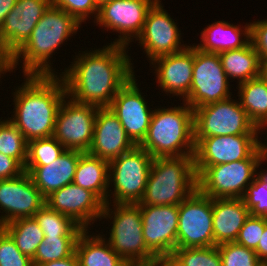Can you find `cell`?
<instances>
[{"label":"cell","instance_id":"obj_52","mask_svg":"<svg viewBox=\"0 0 267 266\" xmlns=\"http://www.w3.org/2000/svg\"><path fill=\"white\" fill-rule=\"evenodd\" d=\"M262 74H263L264 77L267 79V72H262Z\"/></svg>","mask_w":267,"mask_h":266},{"label":"cell","instance_id":"obj_24","mask_svg":"<svg viewBox=\"0 0 267 266\" xmlns=\"http://www.w3.org/2000/svg\"><path fill=\"white\" fill-rule=\"evenodd\" d=\"M250 216L242 198H213V237L215 246L235 242Z\"/></svg>","mask_w":267,"mask_h":266},{"label":"cell","instance_id":"obj_46","mask_svg":"<svg viewBox=\"0 0 267 266\" xmlns=\"http://www.w3.org/2000/svg\"><path fill=\"white\" fill-rule=\"evenodd\" d=\"M17 0H0V28L7 14L13 9Z\"/></svg>","mask_w":267,"mask_h":266},{"label":"cell","instance_id":"obj_42","mask_svg":"<svg viewBox=\"0 0 267 266\" xmlns=\"http://www.w3.org/2000/svg\"><path fill=\"white\" fill-rule=\"evenodd\" d=\"M24 172V167L16 159L0 153V180L15 178Z\"/></svg>","mask_w":267,"mask_h":266},{"label":"cell","instance_id":"obj_45","mask_svg":"<svg viewBox=\"0 0 267 266\" xmlns=\"http://www.w3.org/2000/svg\"><path fill=\"white\" fill-rule=\"evenodd\" d=\"M127 266H173V264L169 258H157L149 262L128 263Z\"/></svg>","mask_w":267,"mask_h":266},{"label":"cell","instance_id":"obj_34","mask_svg":"<svg viewBox=\"0 0 267 266\" xmlns=\"http://www.w3.org/2000/svg\"><path fill=\"white\" fill-rule=\"evenodd\" d=\"M28 142L10 120H0V153L16 159L23 167L27 161Z\"/></svg>","mask_w":267,"mask_h":266},{"label":"cell","instance_id":"obj_15","mask_svg":"<svg viewBox=\"0 0 267 266\" xmlns=\"http://www.w3.org/2000/svg\"><path fill=\"white\" fill-rule=\"evenodd\" d=\"M143 238L157 258H169L177 248L179 205H140Z\"/></svg>","mask_w":267,"mask_h":266},{"label":"cell","instance_id":"obj_26","mask_svg":"<svg viewBox=\"0 0 267 266\" xmlns=\"http://www.w3.org/2000/svg\"><path fill=\"white\" fill-rule=\"evenodd\" d=\"M108 179V161L93 156L88 152H83L80 155L75 170L74 184L94 192L104 203H109L111 190H108Z\"/></svg>","mask_w":267,"mask_h":266},{"label":"cell","instance_id":"obj_2","mask_svg":"<svg viewBox=\"0 0 267 266\" xmlns=\"http://www.w3.org/2000/svg\"><path fill=\"white\" fill-rule=\"evenodd\" d=\"M58 75H25L26 81L14 92L13 117L9 120L27 142L54 134L58 110L67 96Z\"/></svg>","mask_w":267,"mask_h":266},{"label":"cell","instance_id":"obj_14","mask_svg":"<svg viewBox=\"0 0 267 266\" xmlns=\"http://www.w3.org/2000/svg\"><path fill=\"white\" fill-rule=\"evenodd\" d=\"M157 0H111L99 6L96 23L120 35L111 44L128 47L140 35L149 9ZM132 37V38H131ZM134 37V38H133Z\"/></svg>","mask_w":267,"mask_h":266},{"label":"cell","instance_id":"obj_48","mask_svg":"<svg viewBox=\"0 0 267 266\" xmlns=\"http://www.w3.org/2000/svg\"><path fill=\"white\" fill-rule=\"evenodd\" d=\"M264 126H267V123L263 124V125L259 128V130L265 128ZM259 148H260L261 156H262L265 160H267V143L265 142V144H264V143H262L261 141H259Z\"/></svg>","mask_w":267,"mask_h":266},{"label":"cell","instance_id":"obj_28","mask_svg":"<svg viewBox=\"0 0 267 266\" xmlns=\"http://www.w3.org/2000/svg\"><path fill=\"white\" fill-rule=\"evenodd\" d=\"M228 79H238V85L262 75L263 63L251 41L244 47L219 54Z\"/></svg>","mask_w":267,"mask_h":266},{"label":"cell","instance_id":"obj_37","mask_svg":"<svg viewBox=\"0 0 267 266\" xmlns=\"http://www.w3.org/2000/svg\"><path fill=\"white\" fill-rule=\"evenodd\" d=\"M252 216L267 218V184L255 176L242 197Z\"/></svg>","mask_w":267,"mask_h":266},{"label":"cell","instance_id":"obj_41","mask_svg":"<svg viewBox=\"0 0 267 266\" xmlns=\"http://www.w3.org/2000/svg\"><path fill=\"white\" fill-rule=\"evenodd\" d=\"M250 39L264 65L267 62V19L250 23Z\"/></svg>","mask_w":267,"mask_h":266},{"label":"cell","instance_id":"obj_36","mask_svg":"<svg viewBox=\"0 0 267 266\" xmlns=\"http://www.w3.org/2000/svg\"><path fill=\"white\" fill-rule=\"evenodd\" d=\"M217 247L222 266H259L262 262L254 250L236 242L223 243Z\"/></svg>","mask_w":267,"mask_h":266},{"label":"cell","instance_id":"obj_43","mask_svg":"<svg viewBox=\"0 0 267 266\" xmlns=\"http://www.w3.org/2000/svg\"><path fill=\"white\" fill-rule=\"evenodd\" d=\"M257 257L263 262L267 259V224L260 238L257 248L254 250Z\"/></svg>","mask_w":267,"mask_h":266},{"label":"cell","instance_id":"obj_9","mask_svg":"<svg viewBox=\"0 0 267 266\" xmlns=\"http://www.w3.org/2000/svg\"><path fill=\"white\" fill-rule=\"evenodd\" d=\"M231 98L193 109L194 138L260 134L240 102Z\"/></svg>","mask_w":267,"mask_h":266},{"label":"cell","instance_id":"obj_49","mask_svg":"<svg viewBox=\"0 0 267 266\" xmlns=\"http://www.w3.org/2000/svg\"><path fill=\"white\" fill-rule=\"evenodd\" d=\"M261 171L258 173L256 172V176L264 183L267 184V170L263 171L262 169H260Z\"/></svg>","mask_w":267,"mask_h":266},{"label":"cell","instance_id":"obj_12","mask_svg":"<svg viewBox=\"0 0 267 266\" xmlns=\"http://www.w3.org/2000/svg\"><path fill=\"white\" fill-rule=\"evenodd\" d=\"M97 109V106L78 103L66 96L56 116L53 136L66 150L88 152Z\"/></svg>","mask_w":267,"mask_h":266},{"label":"cell","instance_id":"obj_47","mask_svg":"<svg viewBox=\"0 0 267 266\" xmlns=\"http://www.w3.org/2000/svg\"><path fill=\"white\" fill-rule=\"evenodd\" d=\"M10 72V58L3 52L0 46V76L1 74ZM1 78V77H0Z\"/></svg>","mask_w":267,"mask_h":266},{"label":"cell","instance_id":"obj_38","mask_svg":"<svg viewBox=\"0 0 267 266\" xmlns=\"http://www.w3.org/2000/svg\"><path fill=\"white\" fill-rule=\"evenodd\" d=\"M0 266H33L32 259L20 252L11 236L0 227Z\"/></svg>","mask_w":267,"mask_h":266},{"label":"cell","instance_id":"obj_11","mask_svg":"<svg viewBox=\"0 0 267 266\" xmlns=\"http://www.w3.org/2000/svg\"><path fill=\"white\" fill-rule=\"evenodd\" d=\"M215 246L213 198L196 189L179 205L177 248Z\"/></svg>","mask_w":267,"mask_h":266},{"label":"cell","instance_id":"obj_29","mask_svg":"<svg viewBox=\"0 0 267 266\" xmlns=\"http://www.w3.org/2000/svg\"><path fill=\"white\" fill-rule=\"evenodd\" d=\"M239 102L250 121L259 129L267 123V79L260 75L238 85Z\"/></svg>","mask_w":267,"mask_h":266},{"label":"cell","instance_id":"obj_19","mask_svg":"<svg viewBox=\"0 0 267 266\" xmlns=\"http://www.w3.org/2000/svg\"><path fill=\"white\" fill-rule=\"evenodd\" d=\"M51 0H17L0 28V46L11 58L30 38Z\"/></svg>","mask_w":267,"mask_h":266},{"label":"cell","instance_id":"obj_1","mask_svg":"<svg viewBox=\"0 0 267 266\" xmlns=\"http://www.w3.org/2000/svg\"><path fill=\"white\" fill-rule=\"evenodd\" d=\"M126 49L122 45L110 44L75 55L70 68L59 75L67 96L78 103L109 107L118 91L135 73Z\"/></svg>","mask_w":267,"mask_h":266},{"label":"cell","instance_id":"obj_6","mask_svg":"<svg viewBox=\"0 0 267 266\" xmlns=\"http://www.w3.org/2000/svg\"><path fill=\"white\" fill-rule=\"evenodd\" d=\"M109 204L111 202L104 204L100 218H109L110 220L113 218V225L109 230L110 237L107 242L114 252L127 264L132 262H149L157 259L147 248L143 238L140 204L114 203V205H111L114 206V210L109 208Z\"/></svg>","mask_w":267,"mask_h":266},{"label":"cell","instance_id":"obj_51","mask_svg":"<svg viewBox=\"0 0 267 266\" xmlns=\"http://www.w3.org/2000/svg\"><path fill=\"white\" fill-rule=\"evenodd\" d=\"M262 72H267V62L263 65V71Z\"/></svg>","mask_w":267,"mask_h":266},{"label":"cell","instance_id":"obj_13","mask_svg":"<svg viewBox=\"0 0 267 266\" xmlns=\"http://www.w3.org/2000/svg\"><path fill=\"white\" fill-rule=\"evenodd\" d=\"M258 135L194 138V168L198 177L208 166L249 158L258 148Z\"/></svg>","mask_w":267,"mask_h":266},{"label":"cell","instance_id":"obj_10","mask_svg":"<svg viewBox=\"0 0 267 266\" xmlns=\"http://www.w3.org/2000/svg\"><path fill=\"white\" fill-rule=\"evenodd\" d=\"M229 79L217 53L203 52L194 46L191 88L183 100L192 109L231 97Z\"/></svg>","mask_w":267,"mask_h":266},{"label":"cell","instance_id":"obj_40","mask_svg":"<svg viewBox=\"0 0 267 266\" xmlns=\"http://www.w3.org/2000/svg\"><path fill=\"white\" fill-rule=\"evenodd\" d=\"M51 2L55 7L73 16L80 24L91 17L89 16L91 14L96 15L94 18L96 20L99 11L95 0H51Z\"/></svg>","mask_w":267,"mask_h":266},{"label":"cell","instance_id":"obj_16","mask_svg":"<svg viewBox=\"0 0 267 266\" xmlns=\"http://www.w3.org/2000/svg\"><path fill=\"white\" fill-rule=\"evenodd\" d=\"M180 32L161 1L157 0L149 9L143 29L136 40L152 61L160 56L180 52L189 46L181 44Z\"/></svg>","mask_w":267,"mask_h":266},{"label":"cell","instance_id":"obj_8","mask_svg":"<svg viewBox=\"0 0 267 266\" xmlns=\"http://www.w3.org/2000/svg\"><path fill=\"white\" fill-rule=\"evenodd\" d=\"M153 157L140 146L109 162V187L113 183V203L138 204L143 198Z\"/></svg>","mask_w":267,"mask_h":266},{"label":"cell","instance_id":"obj_21","mask_svg":"<svg viewBox=\"0 0 267 266\" xmlns=\"http://www.w3.org/2000/svg\"><path fill=\"white\" fill-rule=\"evenodd\" d=\"M135 146L109 107L98 108L88 153L110 162Z\"/></svg>","mask_w":267,"mask_h":266},{"label":"cell","instance_id":"obj_31","mask_svg":"<svg viewBox=\"0 0 267 266\" xmlns=\"http://www.w3.org/2000/svg\"><path fill=\"white\" fill-rule=\"evenodd\" d=\"M34 218L44 236L79 237L84 230L70 217L50 209L46 204L35 213Z\"/></svg>","mask_w":267,"mask_h":266},{"label":"cell","instance_id":"obj_20","mask_svg":"<svg viewBox=\"0 0 267 266\" xmlns=\"http://www.w3.org/2000/svg\"><path fill=\"white\" fill-rule=\"evenodd\" d=\"M45 199L50 209L70 217L84 230L91 222L94 224L96 218L101 219L105 204L94 192L74 183L52 192Z\"/></svg>","mask_w":267,"mask_h":266},{"label":"cell","instance_id":"obj_5","mask_svg":"<svg viewBox=\"0 0 267 266\" xmlns=\"http://www.w3.org/2000/svg\"><path fill=\"white\" fill-rule=\"evenodd\" d=\"M193 156L154 158L139 204L180 205L197 189Z\"/></svg>","mask_w":267,"mask_h":266},{"label":"cell","instance_id":"obj_7","mask_svg":"<svg viewBox=\"0 0 267 266\" xmlns=\"http://www.w3.org/2000/svg\"><path fill=\"white\" fill-rule=\"evenodd\" d=\"M264 161L258 148L249 158L208 166L197 177V189L211 198H242Z\"/></svg>","mask_w":267,"mask_h":266},{"label":"cell","instance_id":"obj_18","mask_svg":"<svg viewBox=\"0 0 267 266\" xmlns=\"http://www.w3.org/2000/svg\"><path fill=\"white\" fill-rule=\"evenodd\" d=\"M135 75L118 91L109 109L117 116L131 141L139 146L146 137L153 110L149 109Z\"/></svg>","mask_w":267,"mask_h":266},{"label":"cell","instance_id":"obj_4","mask_svg":"<svg viewBox=\"0 0 267 266\" xmlns=\"http://www.w3.org/2000/svg\"><path fill=\"white\" fill-rule=\"evenodd\" d=\"M139 146L153 158L194 155L193 109L186 102L183 106L154 109Z\"/></svg>","mask_w":267,"mask_h":266},{"label":"cell","instance_id":"obj_44","mask_svg":"<svg viewBox=\"0 0 267 266\" xmlns=\"http://www.w3.org/2000/svg\"><path fill=\"white\" fill-rule=\"evenodd\" d=\"M39 266H80V264H79L76 253H74L70 257H67L61 260H56V261H49Z\"/></svg>","mask_w":267,"mask_h":266},{"label":"cell","instance_id":"obj_32","mask_svg":"<svg viewBox=\"0 0 267 266\" xmlns=\"http://www.w3.org/2000/svg\"><path fill=\"white\" fill-rule=\"evenodd\" d=\"M77 239L78 237L44 236L32 258L33 266L72 256L75 253Z\"/></svg>","mask_w":267,"mask_h":266},{"label":"cell","instance_id":"obj_23","mask_svg":"<svg viewBox=\"0 0 267 266\" xmlns=\"http://www.w3.org/2000/svg\"><path fill=\"white\" fill-rule=\"evenodd\" d=\"M83 152L65 150L55 161L43 166H24L33 183L46 198L52 192L73 183L76 166Z\"/></svg>","mask_w":267,"mask_h":266},{"label":"cell","instance_id":"obj_27","mask_svg":"<svg viewBox=\"0 0 267 266\" xmlns=\"http://www.w3.org/2000/svg\"><path fill=\"white\" fill-rule=\"evenodd\" d=\"M88 233V229L82 231L75 247L80 266H127L103 235L92 236Z\"/></svg>","mask_w":267,"mask_h":266},{"label":"cell","instance_id":"obj_25","mask_svg":"<svg viewBox=\"0 0 267 266\" xmlns=\"http://www.w3.org/2000/svg\"><path fill=\"white\" fill-rule=\"evenodd\" d=\"M246 23L244 30L239 26L225 21H217L208 25L201 32V44L195 47L203 52L220 54L232 49H239L250 42V24ZM243 34V35H242ZM242 35V36H241ZM244 38L242 39L241 37Z\"/></svg>","mask_w":267,"mask_h":266},{"label":"cell","instance_id":"obj_35","mask_svg":"<svg viewBox=\"0 0 267 266\" xmlns=\"http://www.w3.org/2000/svg\"><path fill=\"white\" fill-rule=\"evenodd\" d=\"M65 150L54 136L31 140L28 142L25 166L49 165V162L55 161Z\"/></svg>","mask_w":267,"mask_h":266},{"label":"cell","instance_id":"obj_53","mask_svg":"<svg viewBox=\"0 0 267 266\" xmlns=\"http://www.w3.org/2000/svg\"><path fill=\"white\" fill-rule=\"evenodd\" d=\"M259 266H267L264 262H261Z\"/></svg>","mask_w":267,"mask_h":266},{"label":"cell","instance_id":"obj_3","mask_svg":"<svg viewBox=\"0 0 267 266\" xmlns=\"http://www.w3.org/2000/svg\"><path fill=\"white\" fill-rule=\"evenodd\" d=\"M79 25L73 16L51 4L32 30L30 38L10 58V70L17 68L21 57L24 76L55 75L49 58L59 45L79 30Z\"/></svg>","mask_w":267,"mask_h":266},{"label":"cell","instance_id":"obj_50","mask_svg":"<svg viewBox=\"0 0 267 266\" xmlns=\"http://www.w3.org/2000/svg\"><path fill=\"white\" fill-rule=\"evenodd\" d=\"M96 3L98 4V6H100L101 4L107 2V1H111V0H95Z\"/></svg>","mask_w":267,"mask_h":266},{"label":"cell","instance_id":"obj_39","mask_svg":"<svg viewBox=\"0 0 267 266\" xmlns=\"http://www.w3.org/2000/svg\"><path fill=\"white\" fill-rule=\"evenodd\" d=\"M267 218L250 215L239 231L236 243L255 250L263 234Z\"/></svg>","mask_w":267,"mask_h":266},{"label":"cell","instance_id":"obj_17","mask_svg":"<svg viewBox=\"0 0 267 266\" xmlns=\"http://www.w3.org/2000/svg\"><path fill=\"white\" fill-rule=\"evenodd\" d=\"M45 204V197L26 171L18 177L0 180V210L5 212L0 216V227L20 218L34 217Z\"/></svg>","mask_w":267,"mask_h":266},{"label":"cell","instance_id":"obj_33","mask_svg":"<svg viewBox=\"0 0 267 266\" xmlns=\"http://www.w3.org/2000/svg\"><path fill=\"white\" fill-rule=\"evenodd\" d=\"M169 259L173 266H222L217 246L176 248Z\"/></svg>","mask_w":267,"mask_h":266},{"label":"cell","instance_id":"obj_30","mask_svg":"<svg viewBox=\"0 0 267 266\" xmlns=\"http://www.w3.org/2000/svg\"><path fill=\"white\" fill-rule=\"evenodd\" d=\"M1 227L11 236L20 252L31 259L44 240L42 229L34 217L20 218Z\"/></svg>","mask_w":267,"mask_h":266},{"label":"cell","instance_id":"obj_22","mask_svg":"<svg viewBox=\"0 0 267 266\" xmlns=\"http://www.w3.org/2000/svg\"><path fill=\"white\" fill-rule=\"evenodd\" d=\"M151 64L155 65L154 73L164 92L179 95L183 100L188 97L193 77L194 44L180 52L157 57Z\"/></svg>","mask_w":267,"mask_h":266}]
</instances>
